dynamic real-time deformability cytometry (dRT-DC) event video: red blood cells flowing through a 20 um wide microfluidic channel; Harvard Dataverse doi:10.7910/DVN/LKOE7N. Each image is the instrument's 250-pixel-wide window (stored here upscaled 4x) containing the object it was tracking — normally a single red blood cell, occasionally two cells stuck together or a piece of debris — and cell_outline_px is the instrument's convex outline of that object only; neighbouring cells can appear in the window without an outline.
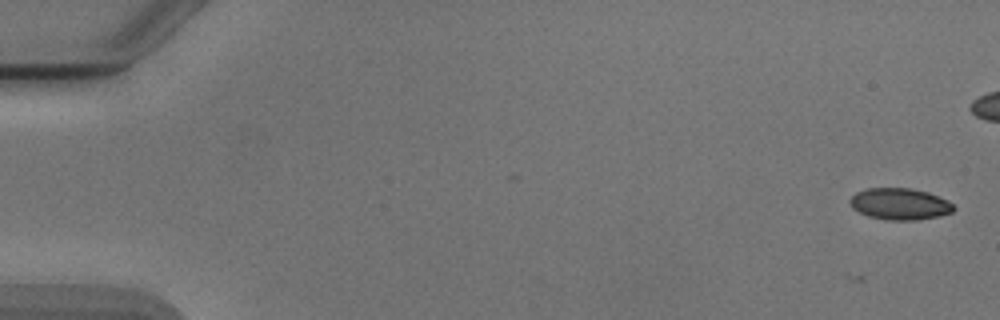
{"species": "Egyptian fruit bat (a non-hibernating species)", "species_latin": "Rousettus aegyptiacus", "temperature_condition": "cold", "stored_images_in_passage": 4, "camera_frame_rate_fps": 3000, "um_per_image_px": 0.085, "animal": {"sex": "male"}, "frame": {"image": 1, "passage_image": 4, "time_ms": 1.0, "image_size_px": [1000, 320], "cell_outline_px": [[956, 208], [952, 212], [940, 216], [916, 220], [888, 220], [868, 216], [852, 208], [848, 200], [856, 192], [868, 188], [912, 188], [928, 192], [948, 200]], "centroid_in_image_um": [76.49, 17.33], "position_along_channel_um": 8.5, "area_um2": 19.19}}